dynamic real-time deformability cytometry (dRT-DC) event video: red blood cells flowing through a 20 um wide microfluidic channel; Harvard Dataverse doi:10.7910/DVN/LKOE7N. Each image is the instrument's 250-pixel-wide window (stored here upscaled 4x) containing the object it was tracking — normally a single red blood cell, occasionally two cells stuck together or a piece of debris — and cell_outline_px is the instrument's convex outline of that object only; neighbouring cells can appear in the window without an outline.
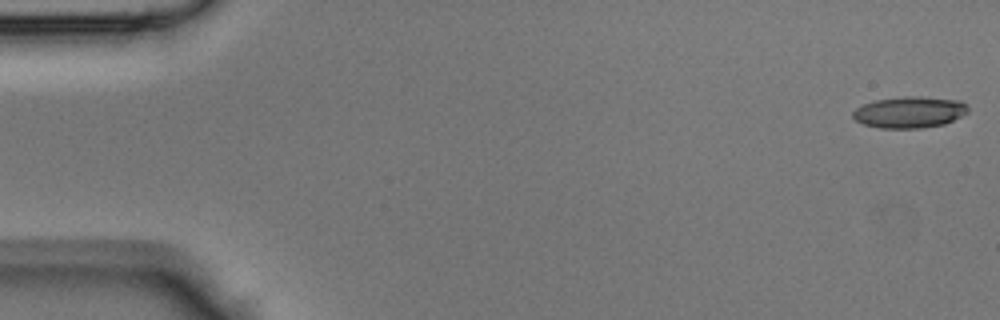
{"species": "Egyptian fruit bat (a non-hibernating species)", "species_latin": "Rousettus aegyptiacus", "temperature_condition": "room temperature", "stored_images_in_passage": 47, "camera_frame_rate_fps": 3000, "um_per_image_px": 0.085, "animal": {"sex": "male"}, "frame": {"image": 1, "passage_image": 1, "time_ms": 0.0, "image_size_px": [1000, 320], "cell_outline_px": [[968, 112], [944, 124], [924, 128], [880, 128], [864, 124], [856, 120], [852, 116], [852, 112], [856, 108], [864, 104], [876, 100], [904, 96], [920, 96], [960, 100], [968, 108]], "centroid_in_image_um": [77.3, 9.53], "position_along_channel_um": 7.7, "area_um2": 20.98}}
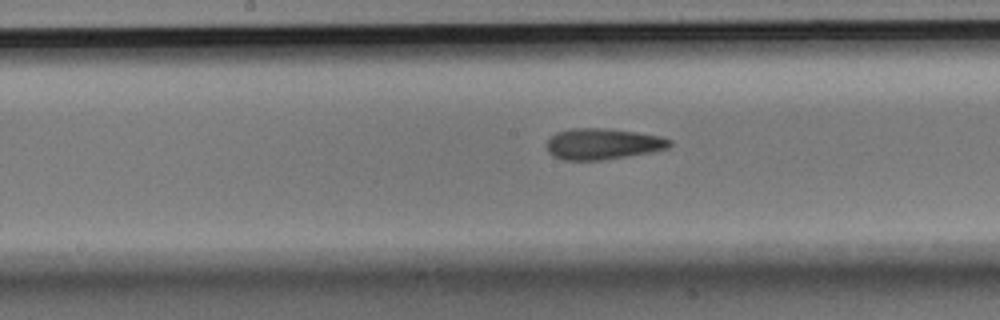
{"frame": {"image": 2, "passage_image": 24, "time_ms": 7.667, "image_size_px": [1000, 320], "cell_outline_px": [[672, 144], [668, 148], [628, 156], [600, 160], [564, 160], [552, 156], [548, 152], [548, 140], [556, 132], [572, 128], [604, 128], [636, 132], [660, 136], [672, 140]], "centroid_in_image_um": [51.23, 12.23], "position_along_channel_um": 197.0, "area_um2": 22.14}}
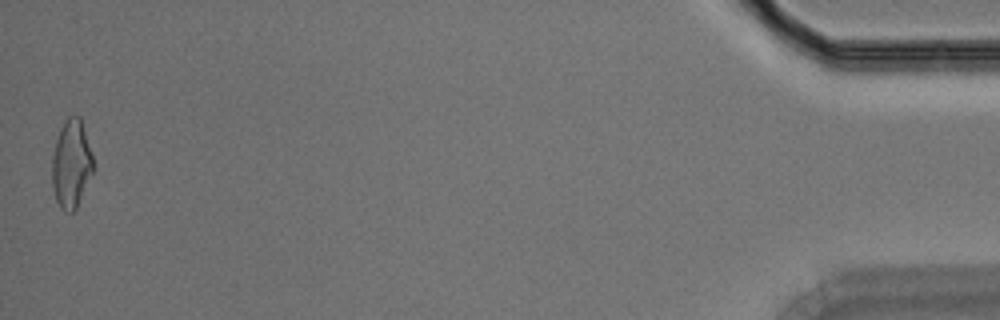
{"frame": {"image": 3, "passage_image": 47, "time_ms": 15.333, "image_size_px": [1000, 320], "cell_outline_px": [[92, 172], [76, 208], [72, 212], [64, 212], [60, 208], [56, 200], [52, 188], [52, 156], [56, 140], [60, 128], [68, 116], [80, 116], [92, 156]], "centroid_in_image_um": [6.03, 13.95], "position_along_channel_um": 429.2, "area_um2": 20.81}}